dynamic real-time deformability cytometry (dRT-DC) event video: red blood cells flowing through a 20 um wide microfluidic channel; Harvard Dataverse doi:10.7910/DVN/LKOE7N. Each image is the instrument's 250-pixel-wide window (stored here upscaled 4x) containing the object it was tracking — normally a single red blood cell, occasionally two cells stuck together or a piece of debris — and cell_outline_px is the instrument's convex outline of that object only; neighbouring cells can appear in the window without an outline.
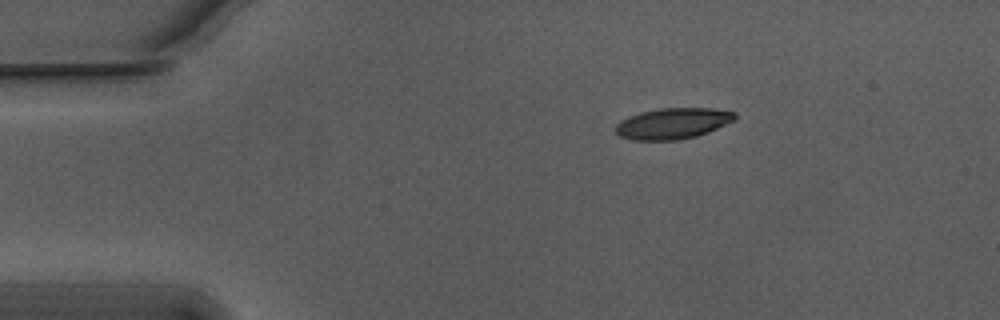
{"species": "Egyptian fruit bat (a non-hibernating species)", "species_latin": "Rousettus aegyptiacus", "temperature_condition": "warm", "stored_images_in_passage": 46, "camera_frame_rate_fps": 3000, "um_per_image_px": 0.085, "animal": {"sex": "male"}, "frame": {"image": 1, "passage_image": 1, "time_ms": 0.0, "image_size_px": [1000, 320], "cell_outline_px": [[736, 120], [708, 132], [696, 136], [676, 140], [632, 140], [620, 136], [616, 132], [616, 124], [620, 120], [628, 116], [640, 112], [660, 108], [712, 108], [736, 112]], "centroid_in_image_um": [57.19, 10.48], "position_along_channel_um": 27.8, "area_um2": 21.62}}
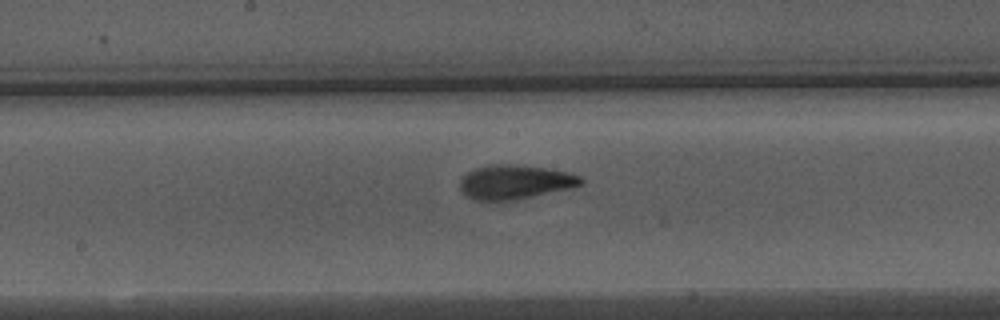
{"frame": {"image": 2, "passage_image": 20, "time_ms": 6.333, "image_size_px": [1000, 320], "cell_outline_px": [[584, 184], [572, 188], [516, 200], [476, 200], [468, 196], [460, 188], [460, 180], [468, 172], [476, 168], [488, 164], [508, 164], [544, 168], [568, 172], [580, 176], [584, 180]], "centroid_in_image_um": [43.81, 15.47], "position_along_channel_um": 204.4, "area_um2": 23.99}}
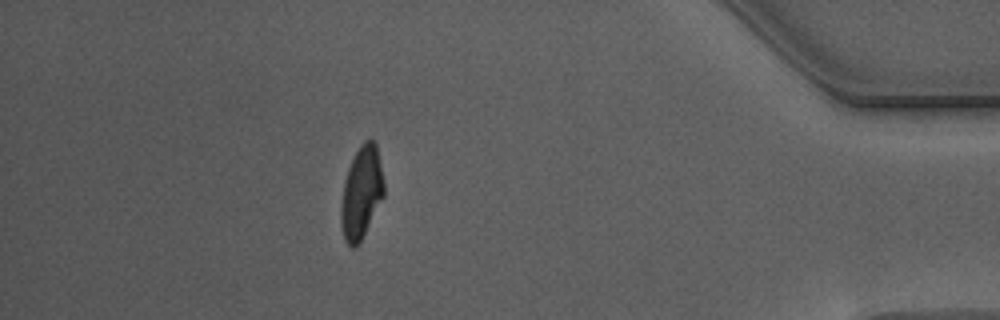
{"frame": {"image": 3, "passage_image": 40, "time_ms": 13.0, "image_size_px": [1000, 320], "cell_outline_px": [[384, 196], [360, 244], [356, 248], [352, 248], [344, 240], [340, 224], [340, 204], [344, 180], [348, 168], [360, 144], [364, 140], [372, 140], [376, 144], [384, 184]], "centroid_in_image_um": [30.7, 16.44], "position_along_channel_um": 404.5, "area_um2": 23.35}, "authors_computed_cell_mechanics": {"area_um2": 23.2934, "velocity_mm_per_s": 3.7545, "shape_relaxation_time_tau1_ms": 5.1357, "shape_relaxation_time_tau2_ms": 1.5817, "deformation_change_tau1": 0.2013, "deformation_change_tau2": 0.0924}}